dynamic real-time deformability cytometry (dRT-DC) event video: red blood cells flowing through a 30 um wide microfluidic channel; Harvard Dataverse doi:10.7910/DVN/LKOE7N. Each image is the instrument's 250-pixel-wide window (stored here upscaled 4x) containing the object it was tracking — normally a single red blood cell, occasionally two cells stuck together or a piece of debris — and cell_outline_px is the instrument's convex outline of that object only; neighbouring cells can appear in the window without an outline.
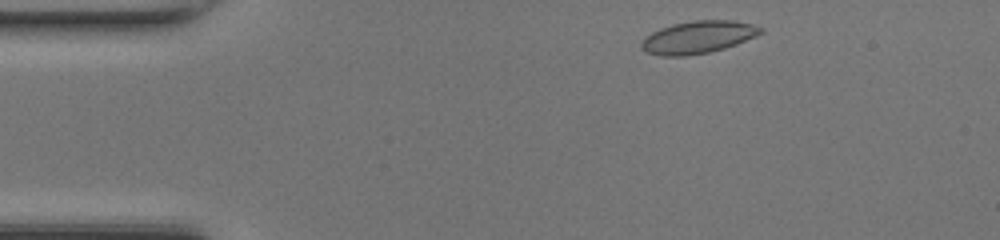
{"species": "common noctule bat (a hibernating species)", "species_latin": "Nyctalus noctula", "temperature_condition": "room temperature", "stored_images_in_passage": 42, "camera_frame_rate_fps": 3000, "um_per_image_px": 0.085, "animal": {"sex": "female", "body_mass_g": 17.0, "forearm_length_mm": 48.0}, "frame": {"image": 1, "passage_image": 2, "time_ms": 0.333, "image_size_px": [1000, 240], "cell_outline_px": [[764, 32], [756, 36], [736, 44], [724, 48], [708, 52], [684, 56], [664, 56], [648, 52], [640, 48], [640, 44], [644, 36], [660, 28], [672, 24], [692, 20], [732, 20], [752, 24], [764, 28]], "centroid_in_image_um": [59.33, 3.15], "position_along_channel_um": 25.7, "area_um2": 22.6}}
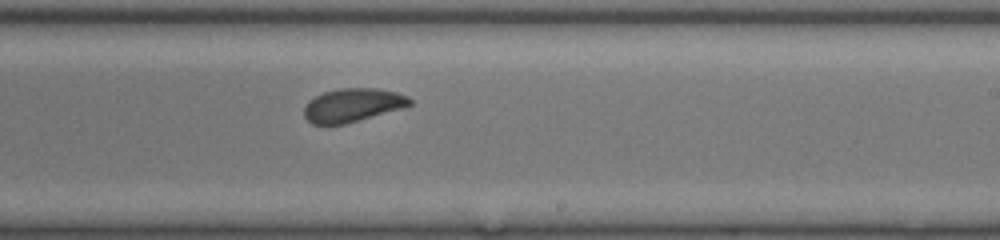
{"frame": {"image": 2, "passage_image": 23, "time_ms": 7.333, "image_size_px": [1000, 240], "cell_outline_px": [[412, 104], [404, 108], [344, 124], [312, 124], [304, 116], [304, 108], [308, 100], [324, 92], [340, 88], [376, 88], [396, 92], [408, 96], [412, 100]], "centroid_in_image_um": [29.99, 8.93], "position_along_channel_um": 259.0, "area_um2": 20.63}}
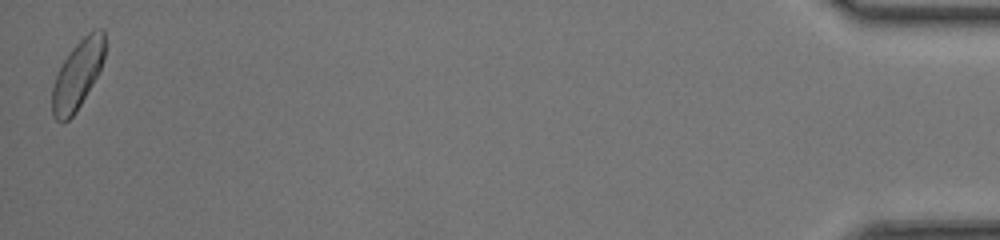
{"frame": {"image": 3, "passage_image": 42, "time_ms": 13.667, "image_size_px": [1000, 240], "cell_outline_px": [[104, 56], [100, 68], [92, 84], [76, 112], [64, 124], [56, 120], [52, 112], [52, 88], [56, 76], [64, 60], [72, 48], [88, 32], [100, 28], [104, 28]], "centroid_in_image_um": [6.58, 6.37], "position_along_channel_um": 428.6, "area_um2": 20.69}, "authors_computed_cell_mechanics": {"area_um2": 21.2704, "velocity_mm_per_s": 4.2962, "shape_relaxation_time_tau1_ms": 3.578, "shape_relaxation_time_tau2_ms": 0.6802, "deformation_change_tau1": 0.0827, "deformation_change_tau2": 0.0632}}